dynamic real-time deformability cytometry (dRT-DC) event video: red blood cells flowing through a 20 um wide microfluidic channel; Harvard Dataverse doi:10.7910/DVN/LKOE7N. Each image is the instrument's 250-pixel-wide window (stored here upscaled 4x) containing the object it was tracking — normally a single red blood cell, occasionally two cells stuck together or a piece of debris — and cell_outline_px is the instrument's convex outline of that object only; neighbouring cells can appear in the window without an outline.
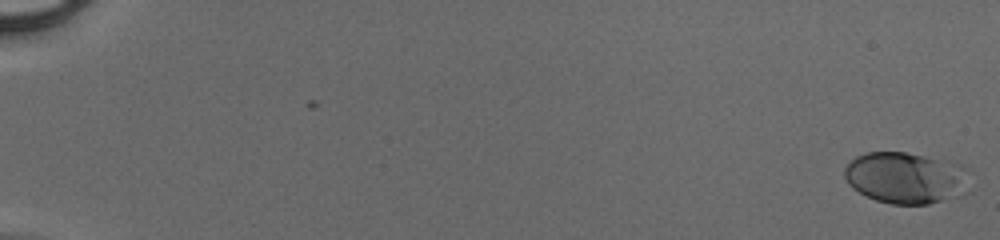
{"species": "human", "species_latin": "Homo sapiens", "temperature_condition": "cold", "stored_images_in_passage": 50, "camera_frame_rate_fps": 3000, "um_per_image_px": 0.085, "donor": {"sex": "male"}, "frame": {"image": 1, "passage_image": 1, "time_ms": 0.0, "image_size_px": [1000, 240], "cell_outline_px": [[972, 192], [928, 204], [892, 204], [876, 200], [852, 188], [848, 184], [844, 176], [844, 168], [856, 156], [864, 152], [904, 152], [948, 160], [960, 164], [968, 168]], "centroid_in_image_um": [77.08, 15.11], "position_along_channel_um": 7.9, "area_um2": 38.26}}
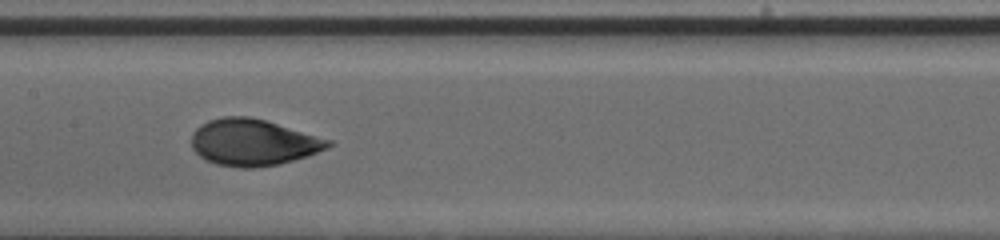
{"frame": {"image": 2, "passage_image": 28, "time_ms": 9.0, "image_size_px": [1000, 240], "cell_outline_px": [[332, 144], [328, 148], [308, 156], [280, 164], [252, 168], [240, 168], [216, 164], [200, 156], [192, 148], [192, 132], [200, 124], [208, 120], [224, 116], [248, 116], [264, 120], [332, 140]], "centroid_in_image_um": [21.51, 12.1], "position_along_channel_um": 185.9, "area_um2": 37.05}}
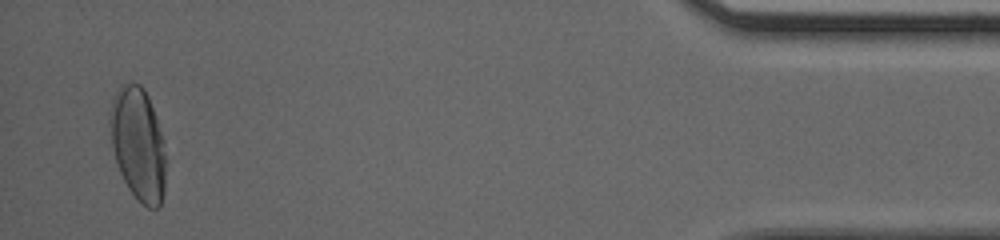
{"frame": {"image": 3, "passage_image": 49, "time_ms": 16.0, "image_size_px": [1000, 240], "cell_outline_px": [[164, 192], [160, 204], [156, 208], [148, 208], [128, 188], [120, 172], [112, 148], [108, 120], [108, 112], [112, 100], [120, 84], [140, 84], [144, 88], [148, 96], [156, 116], [164, 140]], "centroid_in_image_um": [11.71, 12.19], "position_along_channel_um": 423.5, "area_um2": 36.65}}